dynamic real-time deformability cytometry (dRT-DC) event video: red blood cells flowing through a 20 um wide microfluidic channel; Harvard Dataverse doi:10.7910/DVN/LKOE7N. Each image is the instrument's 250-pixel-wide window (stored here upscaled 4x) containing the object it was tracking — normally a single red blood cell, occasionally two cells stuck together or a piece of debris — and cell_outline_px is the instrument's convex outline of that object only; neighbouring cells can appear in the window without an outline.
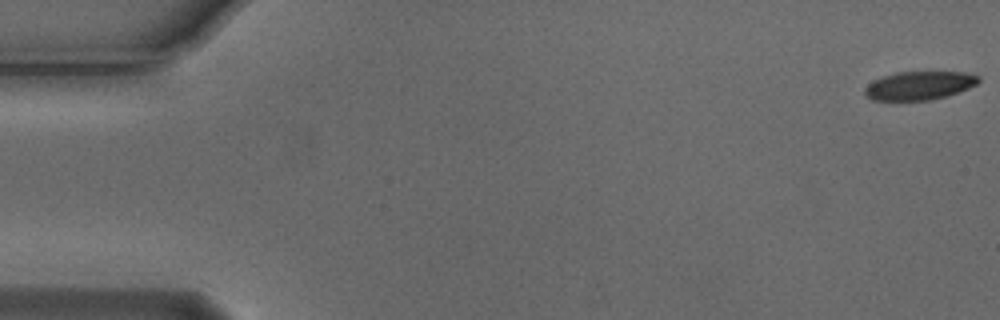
{"species": "Egyptian fruit bat (a non-hibernating species)", "species_latin": "Rousettus aegyptiacus", "temperature_condition": "cold", "stored_images_in_passage": 55, "camera_frame_rate_fps": 3000, "um_per_image_px": 0.085, "animal": {"sex": "male"}, "frame": {"image": 1, "passage_image": 1, "time_ms": 0.0, "image_size_px": [1000, 320], "cell_outline_px": [[980, 80], [976, 84], [968, 88], [932, 100], [872, 100], [864, 92], [864, 88], [868, 84], [884, 76], [896, 72], [964, 72], [980, 76]], "centroid_in_image_um": [78.14, 7.27], "position_along_channel_um": 6.9, "area_um2": 18.61}}
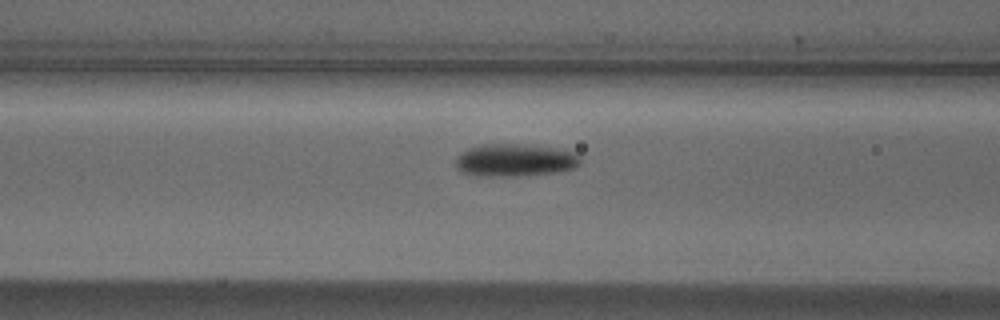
{"frame": {"image": 2, "passage_image": 22, "time_ms": 7.0, "image_size_px": [1000, 320], "cell_outline_px": [[580, 164], [576, 168], [552, 172], [512, 176], [480, 176], [460, 172], [456, 168], [456, 156], [460, 152], [468, 148], [484, 144], [516, 144], [556, 148], [572, 152], [580, 156]], "centroid_in_image_um": [43.72, 13.61], "position_along_channel_um": 122.9, "area_um2": 23.58}}
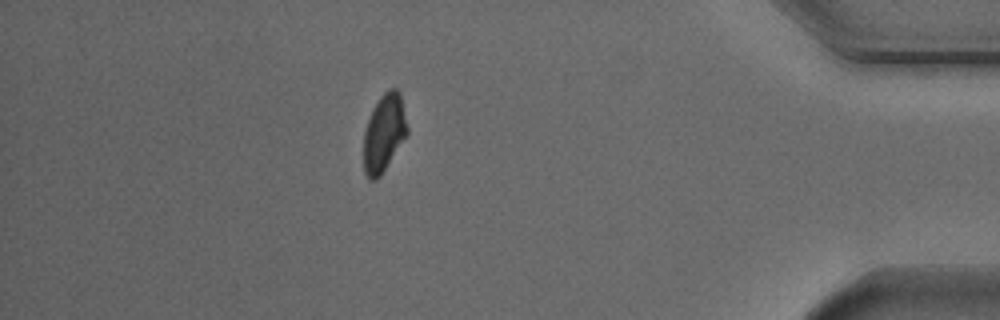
{"frame": {"image": 3, "passage_image": 48, "time_ms": 15.667, "image_size_px": [1000, 320], "cell_outline_px": [[408, 136], [380, 176], [376, 180], [368, 180], [364, 172], [364, 132], [372, 108], [380, 96], [388, 88], [396, 88], [400, 92], [408, 128]], "centroid_in_image_um": [32.66, 11.31], "position_along_channel_um": 402.5, "area_um2": 20.0}, "authors_computed_cell_mechanics": {"area_um2": 21.1548, "velocity_mm_per_s": 3.7608, "shape_relaxation_time_tau1_ms": 3.2565, "shape_relaxation_time_tau2_ms": null, "deformation_change_tau1": 0.1163, "deformation_change_tau2": null}}